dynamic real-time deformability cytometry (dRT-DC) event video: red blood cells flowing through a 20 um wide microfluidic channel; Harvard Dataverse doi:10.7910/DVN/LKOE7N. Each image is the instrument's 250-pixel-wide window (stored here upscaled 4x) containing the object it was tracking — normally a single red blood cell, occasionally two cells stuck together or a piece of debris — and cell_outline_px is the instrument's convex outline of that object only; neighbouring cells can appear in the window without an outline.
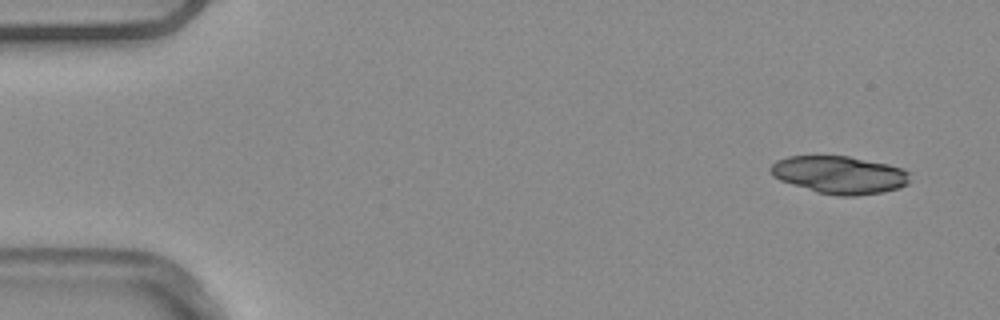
{"species": "common noctule bat (a hibernating species)", "species_latin": "Nyctalus noctula", "temperature_condition": "warm", "stored_images_in_passage": 7, "camera_frame_rate_fps": 3000, "um_per_image_px": 0.085, "animal": {"sex": "male", "body_mass_g": 20.4}, "frame": {"image": 1, "passage_image": 1, "time_ms": 0.0, "image_size_px": [1000, 320], "cell_outline_px": [[912, 172], [908, 184], [900, 188], [884, 192], [852, 196], [840, 196], [816, 192], [780, 180], [772, 176], [768, 172], [768, 168], [776, 160], [788, 156], [848, 156], [888, 164], [904, 168]], "centroid_in_image_um": [71.38, 14.86], "position_along_channel_um": 13.6, "area_um2": 30.98}}